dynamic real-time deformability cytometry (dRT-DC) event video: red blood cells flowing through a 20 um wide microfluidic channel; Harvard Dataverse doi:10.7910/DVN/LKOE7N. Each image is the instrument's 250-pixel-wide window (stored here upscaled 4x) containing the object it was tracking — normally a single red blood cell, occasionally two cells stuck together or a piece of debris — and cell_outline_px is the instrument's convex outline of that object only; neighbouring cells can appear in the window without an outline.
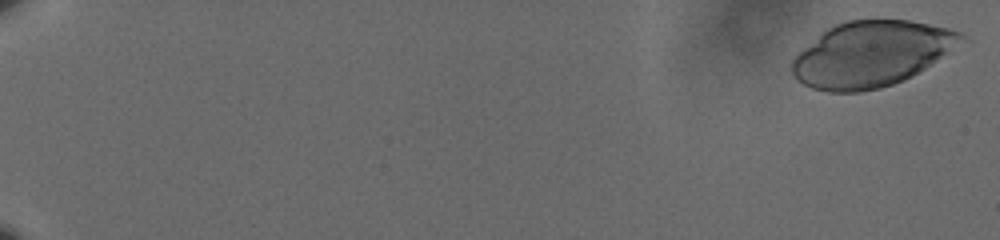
{"species": "human", "species_latin": "Homo sapiens", "temperature_condition": "cold", "stored_images_in_passage": 20, "camera_frame_rate_fps": 3000, "um_per_image_px": 0.085, "donor": {"sex": "male"}, "frame": {"image": 1, "passage_image": 1, "time_ms": 0.0, "image_size_px": [1000, 240], "cell_outline_px": [[972, 44], [912, 76], [904, 80], [880, 88], [860, 92], [828, 92], [812, 88], [804, 84], [792, 72], [792, 56], [828, 28], [836, 24], [848, 20], [908, 20], [948, 28], [960, 32], [972, 40]], "centroid_in_image_um": [74.23, 4.59], "position_along_channel_um": 10.8, "area_um2": 65.83}}